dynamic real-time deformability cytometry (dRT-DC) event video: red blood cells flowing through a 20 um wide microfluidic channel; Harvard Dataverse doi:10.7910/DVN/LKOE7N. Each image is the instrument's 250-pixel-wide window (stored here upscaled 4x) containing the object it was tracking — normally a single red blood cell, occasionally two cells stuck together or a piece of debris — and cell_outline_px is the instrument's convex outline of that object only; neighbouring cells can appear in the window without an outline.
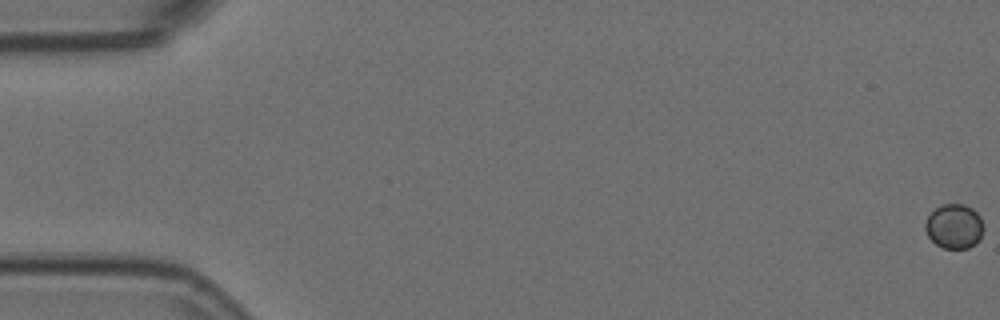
{"species": "Egyptian fruit bat (a non-hibernating species)", "species_latin": "Rousettus aegyptiacus", "temperature_condition": "room temperature", "stored_images_in_passage": 7, "camera_frame_rate_fps": 3000, "um_per_image_px": 0.085, "animal": {"sex": "female"}, "frame": {"image": 1, "passage_image": 1, "time_ms": 0.0, "image_size_px": [1000, 320], "cell_outline_px": [[984, 228], [980, 240], [976, 244], [968, 248], [944, 248], [936, 244], [928, 236], [924, 228], [924, 224], [928, 216], [936, 208], [944, 204], [964, 204], [972, 208], [980, 216]], "centroid_in_image_um": [81.12, 19.24], "position_along_channel_um": 3.9, "area_um2": 15.2}}
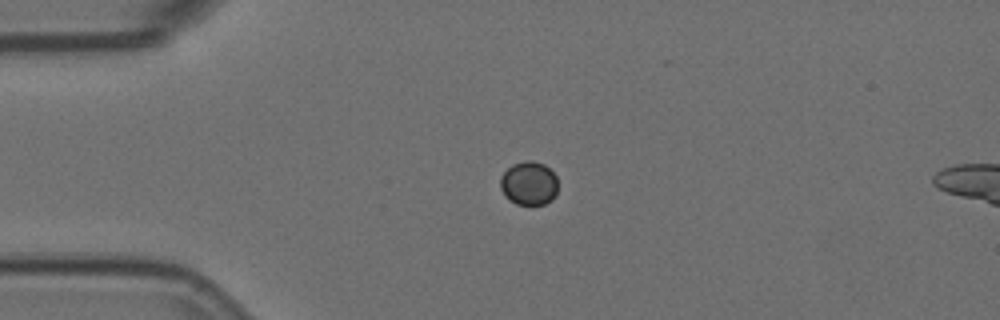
{"frame": {"image": 2, "passage_image": 5, "time_ms": 1.333, "image_size_px": [1000, 320], "cell_outline_px": [[556, 196], [552, 200], [544, 204], [516, 204], [504, 196], [500, 188], [500, 176], [512, 164], [524, 160], [532, 160], [544, 164], [556, 176]], "centroid_in_image_um": [44.93, 15.57], "position_along_channel_um": 40.1, "area_um2": 14.74}}